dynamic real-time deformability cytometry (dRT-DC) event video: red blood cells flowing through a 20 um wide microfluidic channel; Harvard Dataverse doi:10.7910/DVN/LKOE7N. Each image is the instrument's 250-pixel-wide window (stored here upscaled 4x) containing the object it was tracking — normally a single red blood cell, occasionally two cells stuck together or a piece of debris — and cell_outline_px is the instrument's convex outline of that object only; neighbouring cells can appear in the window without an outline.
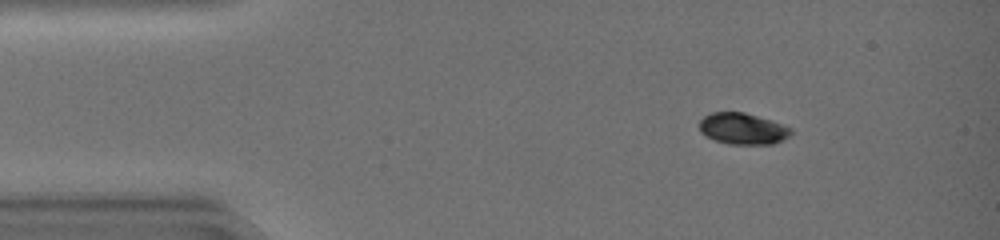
{"species": "common noctule bat (a hibernating species)", "species_latin": "Nyctalus noctula", "temperature_condition": "warm", "stored_images_in_passage": 39, "camera_frame_rate_fps": 3000, "um_per_image_px": 0.085, "animal": {"sex": "female", "body_mass_g": 19.0, "forearm_length_mm": 51.5}, "frame": {"image": 1, "passage_image": 1, "time_ms": 0.0, "image_size_px": [1000, 240], "cell_outline_px": [[792, 132], [784, 140], [772, 144], [732, 144], [716, 140], [704, 136], [700, 132], [700, 120], [704, 116], [712, 112], [744, 112], [772, 120], [792, 128]], "centroid_in_image_um": [63.14, 10.93], "position_along_channel_um": 21.9, "area_um2": 16.76}}
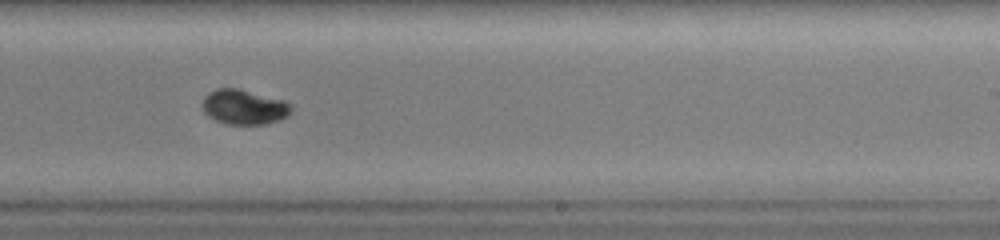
{"frame": {"image": 2, "passage_image": 23, "time_ms": 7.333, "image_size_px": [1000, 240], "cell_outline_px": [[292, 108], [280, 120], [264, 124], [228, 124], [216, 120], [208, 116], [204, 112], [200, 104], [204, 96], [208, 92], [216, 88], [240, 88], [284, 100]], "centroid_in_image_um": [20.67, 9.07], "position_along_channel_um": 268.3, "area_um2": 18.09}}
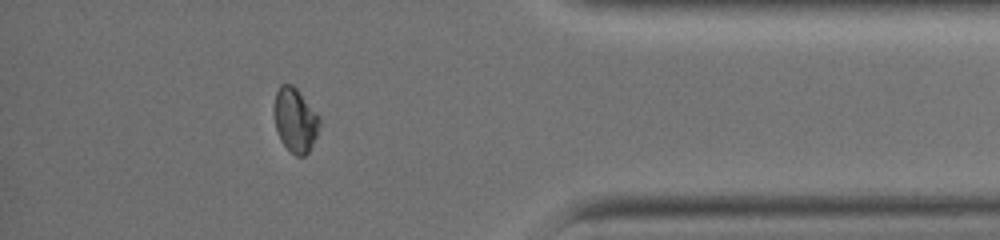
{"frame": {"image": 3, "passage_image": 34, "time_ms": 11.0, "image_size_px": [1000, 240], "cell_outline_px": [[320, 124], [316, 136], [308, 152], [304, 156], [296, 156], [280, 140], [276, 128], [272, 108], [276, 92], [280, 84], [292, 84], [296, 88], [320, 116]], "centroid_in_image_um": [25.07, 10.18], "position_along_channel_um": 410.1, "area_um2": 17.05}, "authors_computed_cell_mechanics": {"area_um2": 17.629, "velocity_mm_per_s": 4.3421, "shape_relaxation_time_tau1_ms": 2.2563, "shape_relaxation_time_tau2_ms": null, "deformation_change_tau1": 0.1097, "deformation_change_tau2": null}}